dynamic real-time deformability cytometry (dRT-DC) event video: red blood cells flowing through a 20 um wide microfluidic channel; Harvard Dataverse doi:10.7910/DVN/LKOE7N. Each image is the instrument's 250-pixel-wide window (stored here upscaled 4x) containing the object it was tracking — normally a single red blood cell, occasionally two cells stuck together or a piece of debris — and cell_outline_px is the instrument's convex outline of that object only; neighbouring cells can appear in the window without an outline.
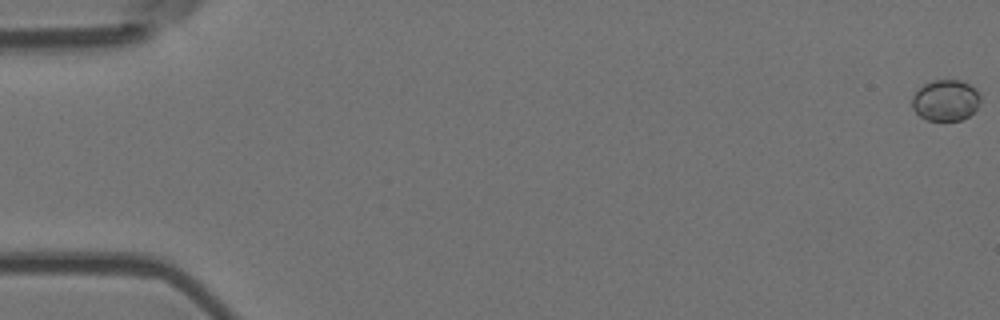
{"species": "Egyptian fruit bat (a non-hibernating species)", "species_latin": "Rousettus aegyptiacus", "temperature_condition": "room temperature", "stored_images_in_passage": 57, "camera_frame_rate_fps": 3000, "um_per_image_px": 0.085, "animal": {"sex": "female"}, "frame": {"image": 1, "passage_image": 1, "time_ms": 0.0, "image_size_px": [1000, 320], "cell_outline_px": [[980, 100], [976, 108], [968, 116], [960, 120], [928, 120], [920, 116], [912, 108], [912, 96], [924, 84], [932, 80], [960, 80], [968, 84], [980, 96]], "centroid_in_image_um": [80.34, 8.53], "position_along_channel_um": 4.7, "area_um2": 16.07}}
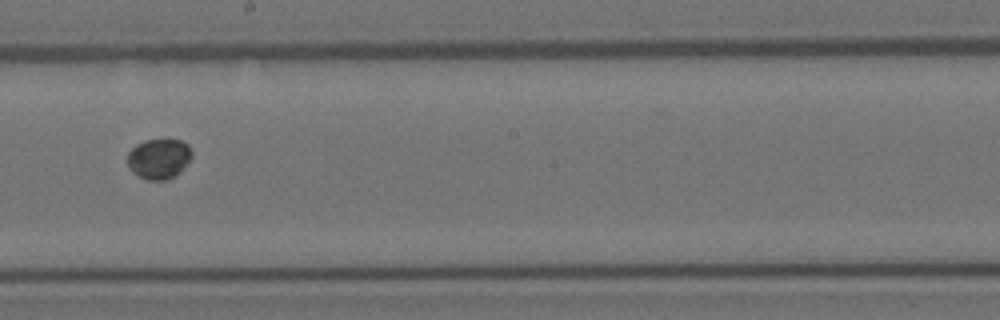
{"frame": {"image": 2, "passage_image": 33, "time_ms": 10.667, "image_size_px": [1000, 320], "cell_outline_px": [[192, 156], [180, 172], [164, 180], [148, 180], [140, 176], [128, 168], [128, 152], [136, 144], [144, 140], [180, 140], [188, 144], [192, 152]], "centroid_in_image_um": [13.5, 13.48], "position_along_channel_um": 234.7, "area_um2": 14.91}}
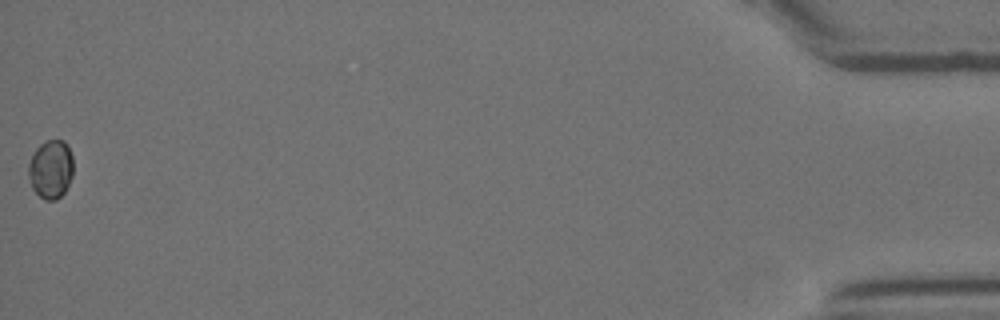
{"frame": {"image": 3, "passage_image": 57, "time_ms": 18.667, "image_size_px": [1000, 320], "cell_outline_px": [[72, 176], [64, 192], [56, 200], [44, 200], [32, 188], [28, 176], [28, 164], [36, 148], [40, 144], [48, 140], [64, 140], [72, 156]], "centroid_in_image_um": [4.3, 14.39], "position_along_channel_um": 430.9, "area_um2": 15.2}}